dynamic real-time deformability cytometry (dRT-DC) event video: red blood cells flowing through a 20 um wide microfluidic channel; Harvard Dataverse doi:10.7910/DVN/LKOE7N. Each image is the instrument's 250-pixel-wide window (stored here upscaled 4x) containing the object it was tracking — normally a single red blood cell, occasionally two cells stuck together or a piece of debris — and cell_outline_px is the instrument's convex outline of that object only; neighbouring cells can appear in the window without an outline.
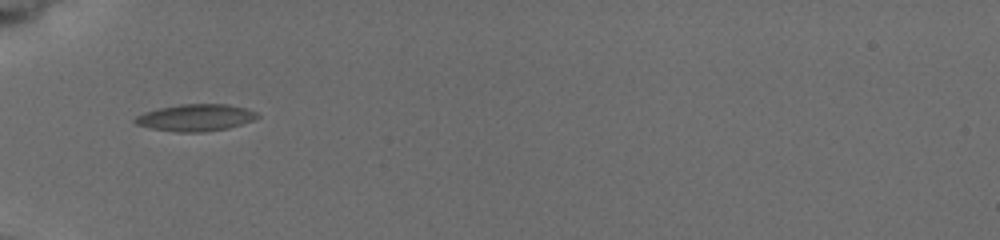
{"species": "common noctule bat (a hibernating species)", "species_latin": "Nyctalus noctula", "temperature_condition": "cold", "stored_images_in_passage": 3, "camera_frame_rate_fps": 3000, "um_per_image_px": 0.085, "animal": {"sex": "female", "body_mass_g": 19.5, "forearm_length_mm": 54.1}, "frame": {"image": 1, "passage_image": 1, "time_ms": 0.0, "image_size_px": [1000, 240], "cell_outline_px": [[260, 116], [252, 120], [228, 128], [204, 132], [176, 132], [152, 128], [136, 124], [132, 120], [136, 116], [144, 112], [160, 108], [180, 104], [228, 104], [244, 108], [256, 112]], "centroid_in_image_um": [16.6, 10.0], "position_along_channel_um": 68.4, "area_um2": 19.02}}
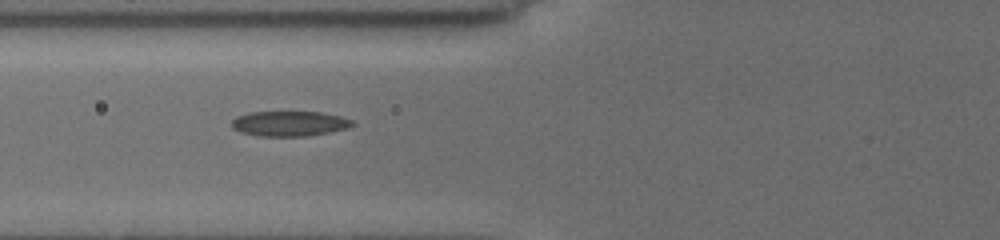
{"frame": {"image": 2, "passage_image": 2, "time_ms": 1.0, "image_size_px": [1000, 240], "cell_outline_px": [[356, 124], [348, 128], [308, 136], [256, 136], [240, 132], [232, 128], [232, 120], [236, 116], [252, 112], [320, 112], [340, 116], [352, 120]], "centroid_in_image_um": [24.59, 10.51], "position_along_channel_um": 101.2, "area_um2": 17.69}}
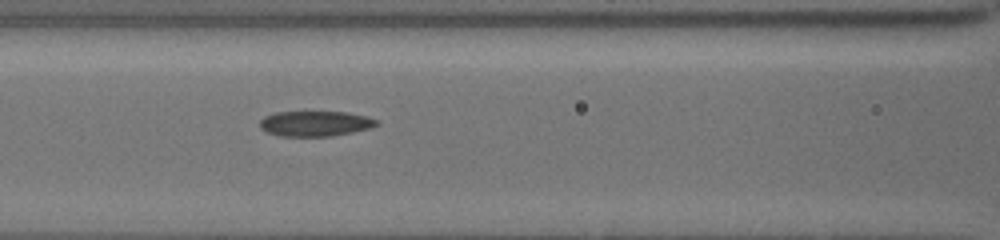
{"frame": {"image": 3, "passage_image": 3, "time_ms": 2.0, "image_size_px": [1000, 240], "cell_outline_px": [[380, 124], [368, 128], [352, 132], [332, 136], [280, 136], [268, 132], [260, 128], [260, 120], [264, 116], [276, 112], [344, 112], [364, 116], [376, 120]], "centroid_in_image_um": [26.75, 10.5], "position_along_channel_um": 139.8, "area_um2": 16.99}}